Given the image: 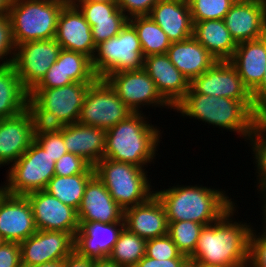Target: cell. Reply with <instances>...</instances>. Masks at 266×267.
Segmentation results:
<instances>
[{
    "instance_id": "obj_1",
    "label": "cell",
    "mask_w": 266,
    "mask_h": 267,
    "mask_svg": "<svg viewBox=\"0 0 266 267\" xmlns=\"http://www.w3.org/2000/svg\"><path fill=\"white\" fill-rule=\"evenodd\" d=\"M235 208L234 205L217 222L202 228L195 251L188 258L202 266L235 267L248 262L253 228L247 222L232 219Z\"/></svg>"
},
{
    "instance_id": "obj_2",
    "label": "cell",
    "mask_w": 266,
    "mask_h": 267,
    "mask_svg": "<svg viewBox=\"0 0 266 267\" xmlns=\"http://www.w3.org/2000/svg\"><path fill=\"white\" fill-rule=\"evenodd\" d=\"M173 109L183 117L195 118L209 125L234 131L245 141L261 116V110L254 100H233L199 93H186Z\"/></svg>"
},
{
    "instance_id": "obj_3",
    "label": "cell",
    "mask_w": 266,
    "mask_h": 267,
    "mask_svg": "<svg viewBox=\"0 0 266 267\" xmlns=\"http://www.w3.org/2000/svg\"><path fill=\"white\" fill-rule=\"evenodd\" d=\"M162 203L168 222L193 221L209 225L217 222L236 203L225 191L205 186L176 185L154 191Z\"/></svg>"
},
{
    "instance_id": "obj_4",
    "label": "cell",
    "mask_w": 266,
    "mask_h": 267,
    "mask_svg": "<svg viewBox=\"0 0 266 267\" xmlns=\"http://www.w3.org/2000/svg\"><path fill=\"white\" fill-rule=\"evenodd\" d=\"M142 112H133L106 131L104 158L144 168L154 161L162 136Z\"/></svg>"
},
{
    "instance_id": "obj_5",
    "label": "cell",
    "mask_w": 266,
    "mask_h": 267,
    "mask_svg": "<svg viewBox=\"0 0 266 267\" xmlns=\"http://www.w3.org/2000/svg\"><path fill=\"white\" fill-rule=\"evenodd\" d=\"M90 84L73 82L57 88H33L29 92L28 107L36 124L58 127L77 123Z\"/></svg>"
},
{
    "instance_id": "obj_6",
    "label": "cell",
    "mask_w": 266,
    "mask_h": 267,
    "mask_svg": "<svg viewBox=\"0 0 266 267\" xmlns=\"http://www.w3.org/2000/svg\"><path fill=\"white\" fill-rule=\"evenodd\" d=\"M67 0H13L9 9L15 45L55 38L58 17Z\"/></svg>"
},
{
    "instance_id": "obj_7",
    "label": "cell",
    "mask_w": 266,
    "mask_h": 267,
    "mask_svg": "<svg viewBox=\"0 0 266 267\" xmlns=\"http://www.w3.org/2000/svg\"><path fill=\"white\" fill-rule=\"evenodd\" d=\"M94 170L123 210L141 204L154 195L145 168L103 158L94 166Z\"/></svg>"
},
{
    "instance_id": "obj_8",
    "label": "cell",
    "mask_w": 266,
    "mask_h": 267,
    "mask_svg": "<svg viewBox=\"0 0 266 267\" xmlns=\"http://www.w3.org/2000/svg\"><path fill=\"white\" fill-rule=\"evenodd\" d=\"M143 62L137 31L128 21L116 36L96 46L92 67L98 78L105 79L113 73L143 69Z\"/></svg>"
},
{
    "instance_id": "obj_9",
    "label": "cell",
    "mask_w": 266,
    "mask_h": 267,
    "mask_svg": "<svg viewBox=\"0 0 266 267\" xmlns=\"http://www.w3.org/2000/svg\"><path fill=\"white\" fill-rule=\"evenodd\" d=\"M10 167L5 183L10 195L25 196L33 191L45 190L55 175V161L35 140Z\"/></svg>"
},
{
    "instance_id": "obj_10",
    "label": "cell",
    "mask_w": 266,
    "mask_h": 267,
    "mask_svg": "<svg viewBox=\"0 0 266 267\" xmlns=\"http://www.w3.org/2000/svg\"><path fill=\"white\" fill-rule=\"evenodd\" d=\"M132 113L108 82L97 78L88 88L78 123L107 131Z\"/></svg>"
},
{
    "instance_id": "obj_11",
    "label": "cell",
    "mask_w": 266,
    "mask_h": 267,
    "mask_svg": "<svg viewBox=\"0 0 266 267\" xmlns=\"http://www.w3.org/2000/svg\"><path fill=\"white\" fill-rule=\"evenodd\" d=\"M60 44L54 39L26 42L16 46L13 65L22 86L30 92L58 59Z\"/></svg>"
},
{
    "instance_id": "obj_12",
    "label": "cell",
    "mask_w": 266,
    "mask_h": 267,
    "mask_svg": "<svg viewBox=\"0 0 266 267\" xmlns=\"http://www.w3.org/2000/svg\"><path fill=\"white\" fill-rule=\"evenodd\" d=\"M105 80L118 97L133 112H142V106L172 108L159 94L154 81L144 69L123 71L108 75ZM152 104V105H151ZM148 105V106H147Z\"/></svg>"
},
{
    "instance_id": "obj_13",
    "label": "cell",
    "mask_w": 266,
    "mask_h": 267,
    "mask_svg": "<svg viewBox=\"0 0 266 267\" xmlns=\"http://www.w3.org/2000/svg\"><path fill=\"white\" fill-rule=\"evenodd\" d=\"M187 93H199L233 100H253L237 69L230 61H216L207 71L190 82Z\"/></svg>"
},
{
    "instance_id": "obj_14",
    "label": "cell",
    "mask_w": 266,
    "mask_h": 267,
    "mask_svg": "<svg viewBox=\"0 0 266 267\" xmlns=\"http://www.w3.org/2000/svg\"><path fill=\"white\" fill-rule=\"evenodd\" d=\"M25 196L31 204L37 230L67 232L75 238L80 228L76 209L45 190L33 191Z\"/></svg>"
},
{
    "instance_id": "obj_15",
    "label": "cell",
    "mask_w": 266,
    "mask_h": 267,
    "mask_svg": "<svg viewBox=\"0 0 266 267\" xmlns=\"http://www.w3.org/2000/svg\"><path fill=\"white\" fill-rule=\"evenodd\" d=\"M75 238L67 232L37 230L20 243L22 267L64 260L74 251Z\"/></svg>"
},
{
    "instance_id": "obj_16",
    "label": "cell",
    "mask_w": 266,
    "mask_h": 267,
    "mask_svg": "<svg viewBox=\"0 0 266 267\" xmlns=\"http://www.w3.org/2000/svg\"><path fill=\"white\" fill-rule=\"evenodd\" d=\"M36 120L28 107L22 113L0 119V167L15 163L34 140Z\"/></svg>"
},
{
    "instance_id": "obj_17",
    "label": "cell",
    "mask_w": 266,
    "mask_h": 267,
    "mask_svg": "<svg viewBox=\"0 0 266 267\" xmlns=\"http://www.w3.org/2000/svg\"><path fill=\"white\" fill-rule=\"evenodd\" d=\"M223 20L237 44L262 38L266 35L265 1H236Z\"/></svg>"
},
{
    "instance_id": "obj_18",
    "label": "cell",
    "mask_w": 266,
    "mask_h": 267,
    "mask_svg": "<svg viewBox=\"0 0 266 267\" xmlns=\"http://www.w3.org/2000/svg\"><path fill=\"white\" fill-rule=\"evenodd\" d=\"M54 39L62 49L84 54L91 60L94 57L96 45L91 26L76 6L67 3L62 8Z\"/></svg>"
},
{
    "instance_id": "obj_19",
    "label": "cell",
    "mask_w": 266,
    "mask_h": 267,
    "mask_svg": "<svg viewBox=\"0 0 266 267\" xmlns=\"http://www.w3.org/2000/svg\"><path fill=\"white\" fill-rule=\"evenodd\" d=\"M143 69L154 81L157 91L172 109L190 89V82L170 61L166 53L144 57Z\"/></svg>"
},
{
    "instance_id": "obj_20",
    "label": "cell",
    "mask_w": 266,
    "mask_h": 267,
    "mask_svg": "<svg viewBox=\"0 0 266 267\" xmlns=\"http://www.w3.org/2000/svg\"><path fill=\"white\" fill-rule=\"evenodd\" d=\"M37 231L31 204L24 195L7 194L0 202V236L21 243Z\"/></svg>"
},
{
    "instance_id": "obj_21",
    "label": "cell",
    "mask_w": 266,
    "mask_h": 267,
    "mask_svg": "<svg viewBox=\"0 0 266 267\" xmlns=\"http://www.w3.org/2000/svg\"><path fill=\"white\" fill-rule=\"evenodd\" d=\"M77 214L79 224L124 222V210L113 200L96 174L86 185Z\"/></svg>"
},
{
    "instance_id": "obj_22",
    "label": "cell",
    "mask_w": 266,
    "mask_h": 267,
    "mask_svg": "<svg viewBox=\"0 0 266 267\" xmlns=\"http://www.w3.org/2000/svg\"><path fill=\"white\" fill-rule=\"evenodd\" d=\"M124 227V222L80 224L75 235L74 250L90 259L108 258Z\"/></svg>"
},
{
    "instance_id": "obj_23",
    "label": "cell",
    "mask_w": 266,
    "mask_h": 267,
    "mask_svg": "<svg viewBox=\"0 0 266 267\" xmlns=\"http://www.w3.org/2000/svg\"><path fill=\"white\" fill-rule=\"evenodd\" d=\"M123 219L125 228L146 240L168 234L165 209L155 194L147 201L125 209Z\"/></svg>"
},
{
    "instance_id": "obj_24",
    "label": "cell",
    "mask_w": 266,
    "mask_h": 267,
    "mask_svg": "<svg viewBox=\"0 0 266 267\" xmlns=\"http://www.w3.org/2000/svg\"><path fill=\"white\" fill-rule=\"evenodd\" d=\"M55 128L63 135L69 153L82 157L92 167L104 158L106 130L78 122Z\"/></svg>"
},
{
    "instance_id": "obj_25",
    "label": "cell",
    "mask_w": 266,
    "mask_h": 267,
    "mask_svg": "<svg viewBox=\"0 0 266 267\" xmlns=\"http://www.w3.org/2000/svg\"><path fill=\"white\" fill-rule=\"evenodd\" d=\"M149 16L173 42L193 36V21L188 0H159Z\"/></svg>"
},
{
    "instance_id": "obj_26",
    "label": "cell",
    "mask_w": 266,
    "mask_h": 267,
    "mask_svg": "<svg viewBox=\"0 0 266 267\" xmlns=\"http://www.w3.org/2000/svg\"><path fill=\"white\" fill-rule=\"evenodd\" d=\"M230 62L244 85L252 92L262 81L266 69V35L237 44Z\"/></svg>"
},
{
    "instance_id": "obj_27",
    "label": "cell",
    "mask_w": 266,
    "mask_h": 267,
    "mask_svg": "<svg viewBox=\"0 0 266 267\" xmlns=\"http://www.w3.org/2000/svg\"><path fill=\"white\" fill-rule=\"evenodd\" d=\"M166 54L189 82L203 74L217 61L193 36L171 43Z\"/></svg>"
},
{
    "instance_id": "obj_28",
    "label": "cell",
    "mask_w": 266,
    "mask_h": 267,
    "mask_svg": "<svg viewBox=\"0 0 266 267\" xmlns=\"http://www.w3.org/2000/svg\"><path fill=\"white\" fill-rule=\"evenodd\" d=\"M193 37L203 45L217 61H230L237 43L226 28L223 19L195 22Z\"/></svg>"
},
{
    "instance_id": "obj_29",
    "label": "cell",
    "mask_w": 266,
    "mask_h": 267,
    "mask_svg": "<svg viewBox=\"0 0 266 267\" xmlns=\"http://www.w3.org/2000/svg\"><path fill=\"white\" fill-rule=\"evenodd\" d=\"M29 92L22 86L14 65L0 67V119L28 108Z\"/></svg>"
},
{
    "instance_id": "obj_30",
    "label": "cell",
    "mask_w": 266,
    "mask_h": 267,
    "mask_svg": "<svg viewBox=\"0 0 266 267\" xmlns=\"http://www.w3.org/2000/svg\"><path fill=\"white\" fill-rule=\"evenodd\" d=\"M129 22L137 31L144 57L167 53L171 41L149 15L131 17Z\"/></svg>"
},
{
    "instance_id": "obj_31",
    "label": "cell",
    "mask_w": 266,
    "mask_h": 267,
    "mask_svg": "<svg viewBox=\"0 0 266 267\" xmlns=\"http://www.w3.org/2000/svg\"><path fill=\"white\" fill-rule=\"evenodd\" d=\"M95 174H77L71 176L54 175L45 189L50 195L65 205L78 210L88 181Z\"/></svg>"
},
{
    "instance_id": "obj_32",
    "label": "cell",
    "mask_w": 266,
    "mask_h": 267,
    "mask_svg": "<svg viewBox=\"0 0 266 267\" xmlns=\"http://www.w3.org/2000/svg\"><path fill=\"white\" fill-rule=\"evenodd\" d=\"M146 242L124 227L108 258L122 267H134L145 256Z\"/></svg>"
},
{
    "instance_id": "obj_33",
    "label": "cell",
    "mask_w": 266,
    "mask_h": 267,
    "mask_svg": "<svg viewBox=\"0 0 266 267\" xmlns=\"http://www.w3.org/2000/svg\"><path fill=\"white\" fill-rule=\"evenodd\" d=\"M62 70L73 82L93 83L98 77L95 75L92 60L81 53L62 49Z\"/></svg>"
},
{
    "instance_id": "obj_34",
    "label": "cell",
    "mask_w": 266,
    "mask_h": 267,
    "mask_svg": "<svg viewBox=\"0 0 266 267\" xmlns=\"http://www.w3.org/2000/svg\"><path fill=\"white\" fill-rule=\"evenodd\" d=\"M168 235L177 249L189 257L196 248L203 224L193 221L168 222Z\"/></svg>"
},
{
    "instance_id": "obj_35",
    "label": "cell",
    "mask_w": 266,
    "mask_h": 267,
    "mask_svg": "<svg viewBox=\"0 0 266 267\" xmlns=\"http://www.w3.org/2000/svg\"><path fill=\"white\" fill-rule=\"evenodd\" d=\"M235 0H188L193 24L205 20L224 19Z\"/></svg>"
},
{
    "instance_id": "obj_36",
    "label": "cell",
    "mask_w": 266,
    "mask_h": 267,
    "mask_svg": "<svg viewBox=\"0 0 266 267\" xmlns=\"http://www.w3.org/2000/svg\"><path fill=\"white\" fill-rule=\"evenodd\" d=\"M247 140L250 141L252 146L251 150L253 151L255 158V166L257 167L256 173L258 181V192L266 190V127L259 121L252 133L247 137Z\"/></svg>"
},
{
    "instance_id": "obj_37",
    "label": "cell",
    "mask_w": 266,
    "mask_h": 267,
    "mask_svg": "<svg viewBox=\"0 0 266 267\" xmlns=\"http://www.w3.org/2000/svg\"><path fill=\"white\" fill-rule=\"evenodd\" d=\"M34 140L56 162L64 154L68 153L63 135L55 127H43L36 125Z\"/></svg>"
},
{
    "instance_id": "obj_38",
    "label": "cell",
    "mask_w": 266,
    "mask_h": 267,
    "mask_svg": "<svg viewBox=\"0 0 266 267\" xmlns=\"http://www.w3.org/2000/svg\"><path fill=\"white\" fill-rule=\"evenodd\" d=\"M128 21L129 18L120 8L112 14V20L94 21V25L91 26L94 44L97 46L116 36Z\"/></svg>"
},
{
    "instance_id": "obj_39",
    "label": "cell",
    "mask_w": 266,
    "mask_h": 267,
    "mask_svg": "<svg viewBox=\"0 0 266 267\" xmlns=\"http://www.w3.org/2000/svg\"><path fill=\"white\" fill-rule=\"evenodd\" d=\"M145 256L157 260L188 258L177 249V246L168 234L147 240Z\"/></svg>"
},
{
    "instance_id": "obj_40",
    "label": "cell",
    "mask_w": 266,
    "mask_h": 267,
    "mask_svg": "<svg viewBox=\"0 0 266 267\" xmlns=\"http://www.w3.org/2000/svg\"><path fill=\"white\" fill-rule=\"evenodd\" d=\"M76 6L90 26L94 21L112 20V14L119 8L117 3L108 2H68Z\"/></svg>"
},
{
    "instance_id": "obj_41",
    "label": "cell",
    "mask_w": 266,
    "mask_h": 267,
    "mask_svg": "<svg viewBox=\"0 0 266 267\" xmlns=\"http://www.w3.org/2000/svg\"><path fill=\"white\" fill-rule=\"evenodd\" d=\"M15 54L16 45L12 36L10 17L8 13H3L0 14V67L13 65Z\"/></svg>"
},
{
    "instance_id": "obj_42",
    "label": "cell",
    "mask_w": 266,
    "mask_h": 267,
    "mask_svg": "<svg viewBox=\"0 0 266 267\" xmlns=\"http://www.w3.org/2000/svg\"><path fill=\"white\" fill-rule=\"evenodd\" d=\"M77 174H95V170L82 157L69 152L55 162V175L65 177Z\"/></svg>"
},
{
    "instance_id": "obj_43",
    "label": "cell",
    "mask_w": 266,
    "mask_h": 267,
    "mask_svg": "<svg viewBox=\"0 0 266 267\" xmlns=\"http://www.w3.org/2000/svg\"><path fill=\"white\" fill-rule=\"evenodd\" d=\"M255 231L253 228L249 237L248 263L251 267H266V235Z\"/></svg>"
},
{
    "instance_id": "obj_44",
    "label": "cell",
    "mask_w": 266,
    "mask_h": 267,
    "mask_svg": "<svg viewBox=\"0 0 266 267\" xmlns=\"http://www.w3.org/2000/svg\"><path fill=\"white\" fill-rule=\"evenodd\" d=\"M73 83L62 70V49L56 62L49 68L46 75L34 88H57Z\"/></svg>"
},
{
    "instance_id": "obj_45",
    "label": "cell",
    "mask_w": 266,
    "mask_h": 267,
    "mask_svg": "<svg viewBox=\"0 0 266 267\" xmlns=\"http://www.w3.org/2000/svg\"><path fill=\"white\" fill-rule=\"evenodd\" d=\"M158 2L159 0H117L118 7L128 18L149 15Z\"/></svg>"
},
{
    "instance_id": "obj_46",
    "label": "cell",
    "mask_w": 266,
    "mask_h": 267,
    "mask_svg": "<svg viewBox=\"0 0 266 267\" xmlns=\"http://www.w3.org/2000/svg\"><path fill=\"white\" fill-rule=\"evenodd\" d=\"M0 267H22L19 243L5 242L0 246Z\"/></svg>"
},
{
    "instance_id": "obj_47",
    "label": "cell",
    "mask_w": 266,
    "mask_h": 267,
    "mask_svg": "<svg viewBox=\"0 0 266 267\" xmlns=\"http://www.w3.org/2000/svg\"><path fill=\"white\" fill-rule=\"evenodd\" d=\"M187 258L157 260L144 256L134 267H180Z\"/></svg>"
},
{
    "instance_id": "obj_48",
    "label": "cell",
    "mask_w": 266,
    "mask_h": 267,
    "mask_svg": "<svg viewBox=\"0 0 266 267\" xmlns=\"http://www.w3.org/2000/svg\"><path fill=\"white\" fill-rule=\"evenodd\" d=\"M93 259L79 255L75 250L63 260V267H92Z\"/></svg>"
},
{
    "instance_id": "obj_49",
    "label": "cell",
    "mask_w": 266,
    "mask_h": 267,
    "mask_svg": "<svg viewBox=\"0 0 266 267\" xmlns=\"http://www.w3.org/2000/svg\"><path fill=\"white\" fill-rule=\"evenodd\" d=\"M256 106L262 111L266 108V69L261 83L251 92Z\"/></svg>"
},
{
    "instance_id": "obj_50",
    "label": "cell",
    "mask_w": 266,
    "mask_h": 267,
    "mask_svg": "<svg viewBox=\"0 0 266 267\" xmlns=\"http://www.w3.org/2000/svg\"><path fill=\"white\" fill-rule=\"evenodd\" d=\"M92 267H122L114 261H111L109 258L104 259H93Z\"/></svg>"
},
{
    "instance_id": "obj_51",
    "label": "cell",
    "mask_w": 266,
    "mask_h": 267,
    "mask_svg": "<svg viewBox=\"0 0 266 267\" xmlns=\"http://www.w3.org/2000/svg\"><path fill=\"white\" fill-rule=\"evenodd\" d=\"M261 194H262V196L263 197H261L263 200H262V202H263V205L261 206V208H262V214H263V228H262V230H263V232H261V233H264L265 235H266V190H264V191H261L260 192Z\"/></svg>"
},
{
    "instance_id": "obj_52",
    "label": "cell",
    "mask_w": 266,
    "mask_h": 267,
    "mask_svg": "<svg viewBox=\"0 0 266 267\" xmlns=\"http://www.w3.org/2000/svg\"><path fill=\"white\" fill-rule=\"evenodd\" d=\"M13 0H0V14L8 13Z\"/></svg>"
},
{
    "instance_id": "obj_53",
    "label": "cell",
    "mask_w": 266,
    "mask_h": 267,
    "mask_svg": "<svg viewBox=\"0 0 266 267\" xmlns=\"http://www.w3.org/2000/svg\"><path fill=\"white\" fill-rule=\"evenodd\" d=\"M32 267H63V260L35 265Z\"/></svg>"
},
{
    "instance_id": "obj_54",
    "label": "cell",
    "mask_w": 266,
    "mask_h": 267,
    "mask_svg": "<svg viewBox=\"0 0 266 267\" xmlns=\"http://www.w3.org/2000/svg\"><path fill=\"white\" fill-rule=\"evenodd\" d=\"M180 267H199V264L190 258H187Z\"/></svg>"
},
{
    "instance_id": "obj_55",
    "label": "cell",
    "mask_w": 266,
    "mask_h": 267,
    "mask_svg": "<svg viewBox=\"0 0 266 267\" xmlns=\"http://www.w3.org/2000/svg\"><path fill=\"white\" fill-rule=\"evenodd\" d=\"M67 2H108V3H117V0H67Z\"/></svg>"
},
{
    "instance_id": "obj_56",
    "label": "cell",
    "mask_w": 266,
    "mask_h": 267,
    "mask_svg": "<svg viewBox=\"0 0 266 267\" xmlns=\"http://www.w3.org/2000/svg\"><path fill=\"white\" fill-rule=\"evenodd\" d=\"M8 194L7 191V185H3L0 187V202L5 198V196Z\"/></svg>"
},
{
    "instance_id": "obj_57",
    "label": "cell",
    "mask_w": 266,
    "mask_h": 267,
    "mask_svg": "<svg viewBox=\"0 0 266 267\" xmlns=\"http://www.w3.org/2000/svg\"><path fill=\"white\" fill-rule=\"evenodd\" d=\"M260 122L266 127V108L261 111Z\"/></svg>"
},
{
    "instance_id": "obj_58",
    "label": "cell",
    "mask_w": 266,
    "mask_h": 267,
    "mask_svg": "<svg viewBox=\"0 0 266 267\" xmlns=\"http://www.w3.org/2000/svg\"><path fill=\"white\" fill-rule=\"evenodd\" d=\"M235 267H251L250 264L248 262L244 263V264H241V265H238V266H235Z\"/></svg>"
},
{
    "instance_id": "obj_59",
    "label": "cell",
    "mask_w": 266,
    "mask_h": 267,
    "mask_svg": "<svg viewBox=\"0 0 266 267\" xmlns=\"http://www.w3.org/2000/svg\"><path fill=\"white\" fill-rule=\"evenodd\" d=\"M5 242H6V240L0 236V246H2Z\"/></svg>"
},
{
    "instance_id": "obj_60",
    "label": "cell",
    "mask_w": 266,
    "mask_h": 267,
    "mask_svg": "<svg viewBox=\"0 0 266 267\" xmlns=\"http://www.w3.org/2000/svg\"><path fill=\"white\" fill-rule=\"evenodd\" d=\"M235 1H266V0H235Z\"/></svg>"
},
{
    "instance_id": "obj_61",
    "label": "cell",
    "mask_w": 266,
    "mask_h": 267,
    "mask_svg": "<svg viewBox=\"0 0 266 267\" xmlns=\"http://www.w3.org/2000/svg\"><path fill=\"white\" fill-rule=\"evenodd\" d=\"M199 267H217V266H202V265H199Z\"/></svg>"
}]
</instances>
